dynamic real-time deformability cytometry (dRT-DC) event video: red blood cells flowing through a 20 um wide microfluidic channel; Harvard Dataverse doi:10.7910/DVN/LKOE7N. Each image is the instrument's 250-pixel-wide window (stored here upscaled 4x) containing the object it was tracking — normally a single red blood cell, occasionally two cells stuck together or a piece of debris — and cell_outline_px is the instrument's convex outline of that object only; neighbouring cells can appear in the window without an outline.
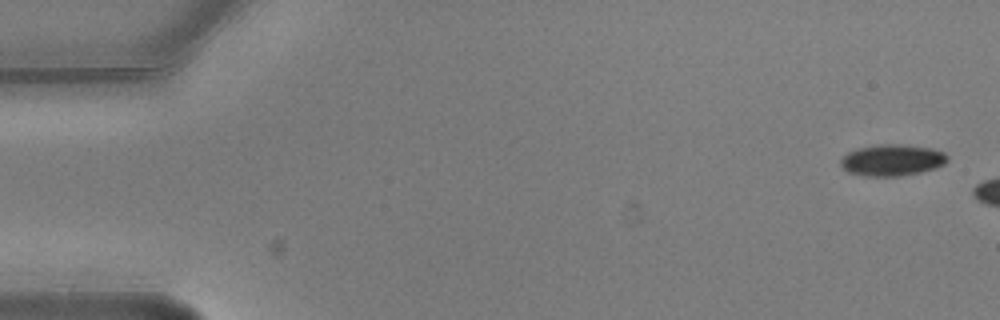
{"species": "common noctule bat (a hibernating species)", "species_latin": "Nyctalus noctula", "temperature_condition": "warm", "stored_images_in_passage": 3, "camera_frame_rate_fps": 3000, "um_per_image_px": 0.085, "animal": {"sex": "male", "body_mass_g": 20.5, "forearm_length_mm": 52.5}, "frame": {"image": 1, "passage_image": 1, "time_ms": 0.0, "image_size_px": [1000, 320], "cell_outline_px": [[948, 160], [944, 164], [936, 168], [920, 172], [900, 176], [864, 176], [848, 172], [840, 164], [840, 160], [848, 152], [856, 148], [880, 144], [900, 144], [932, 148], [944, 152], [948, 156]], "centroid_in_image_um": [75.84, 13.6], "position_along_channel_um": 9.2, "area_um2": 19.65}}